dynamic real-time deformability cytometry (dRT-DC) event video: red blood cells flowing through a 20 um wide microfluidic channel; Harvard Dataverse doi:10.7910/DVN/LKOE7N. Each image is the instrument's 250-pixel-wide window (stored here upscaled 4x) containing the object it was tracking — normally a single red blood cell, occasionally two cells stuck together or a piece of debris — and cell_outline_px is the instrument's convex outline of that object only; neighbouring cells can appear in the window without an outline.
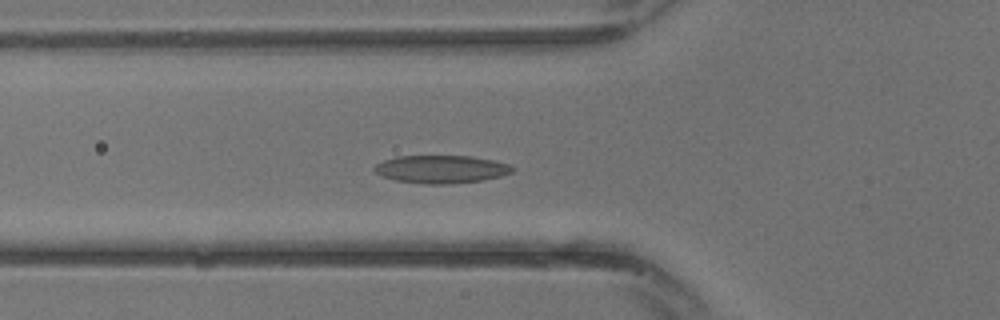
{"species": "common noctule bat (a hibernating species)", "species_latin": "Nyctalus noctula", "temperature_condition": "warm", "stored_images_in_passage": 10, "camera_frame_rate_fps": 3000, "um_per_image_px": 0.085, "animal": {"sex": "male", "body_mass_g": 13.3}, "frame": {"image": 1, "passage_image": 4, "time_ms": 1.0, "image_size_px": [1000, 320], "cell_outline_px": [[516, 168], [512, 172], [500, 176], [484, 180], [448, 184], [424, 184], [396, 180], [384, 176], [376, 172], [372, 168], [376, 164], [384, 160], [396, 156], [472, 156], [492, 160], [508, 164]], "centroid_in_image_um": [37.51, 14.38], "position_along_channel_um": 88.3, "area_um2": 22.37}}
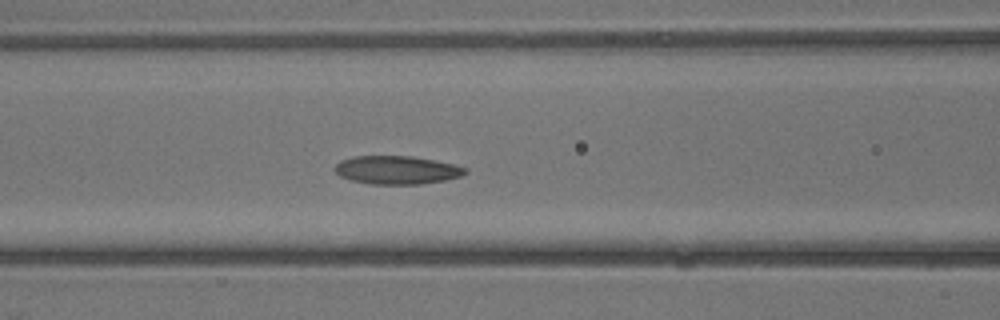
{"frame": {"image": 2, "passage_image": 6, "time_ms": 1.667, "image_size_px": [1000, 320], "cell_outline_px": [[468, 172], [460, 176], [444, 180], [420, 184], [368, 184], [352, 180], [340, 176], [332, 168], [340, 160], [352, 156], [412, 156], [452, 164], [468, 168]], "centroid_in_image_um": [33.69, 14.45], "position_along_channel_um": 132.9, "area_um2": 21.5}}
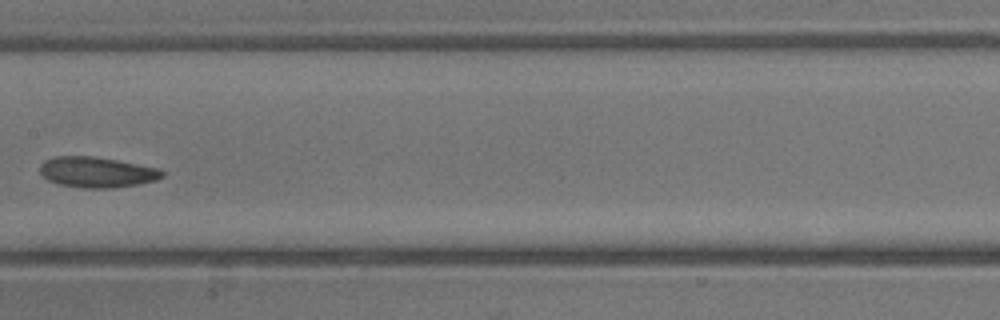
{"frame": {"image": 3, "passage_image": 9, "time_ms": 2.667, "image_size_px": [1000, 320], "cell_outline_px": [[164, 176], [156, 180], [136, 184], [112, 188], [84, 188], [60, 184], [48, 180], [40, 172], [40, 164], [44, 160], [56, 156], [92, 156], [116, 160], [160, 168], [164, 172]], "centroid_in_image_um": [8.23, 14.63], "position_along_channel_um": 199.2, "area_um2": 21.68}}